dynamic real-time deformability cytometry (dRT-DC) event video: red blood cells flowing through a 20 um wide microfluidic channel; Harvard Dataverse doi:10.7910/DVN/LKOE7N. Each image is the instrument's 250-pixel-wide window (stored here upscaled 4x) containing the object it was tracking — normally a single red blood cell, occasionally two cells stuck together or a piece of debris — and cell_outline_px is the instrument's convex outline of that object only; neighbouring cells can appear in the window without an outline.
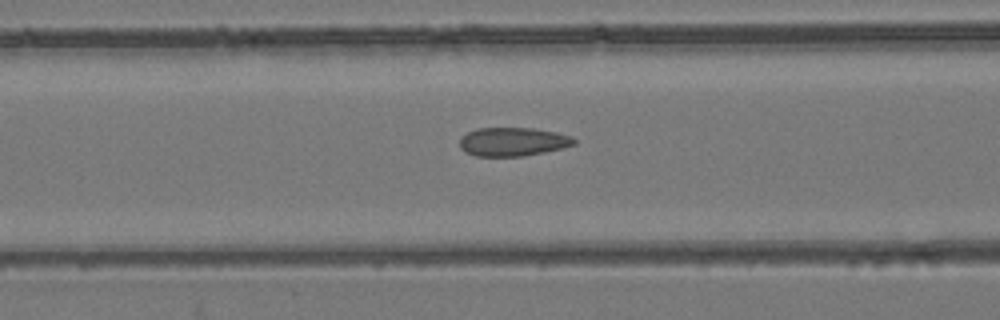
{"species": "common noctule bat (a hibernating species)", "species_latin": "Nyctalus noctula", "temperature_condition": "room temperature", "stored_images_in_passage": 44, "camera_frame_rate_fps": 3000, "um_per_image_px": 0.085, "animal": {"sex": "female", "body_mass_g": 24.6, "forearm_length_mm": 56.2}, "frame": {"image": 1, "passage_image": 12, "time_ms": 3.667, "image_size_px": [1000, 320], "cell_outline_px": [[576, 144], [564, 148], [524, 156], [476, 156], [464, 152], [460, 148], [460, 140], [468, 132], [480, 128], [532, 128], [556, 132], [572, 136], [576, 140]], "centroid_in_image_um": [43.63, 12.05], "position_along_channel_um": 123.0, "area_um2": 19.13}}
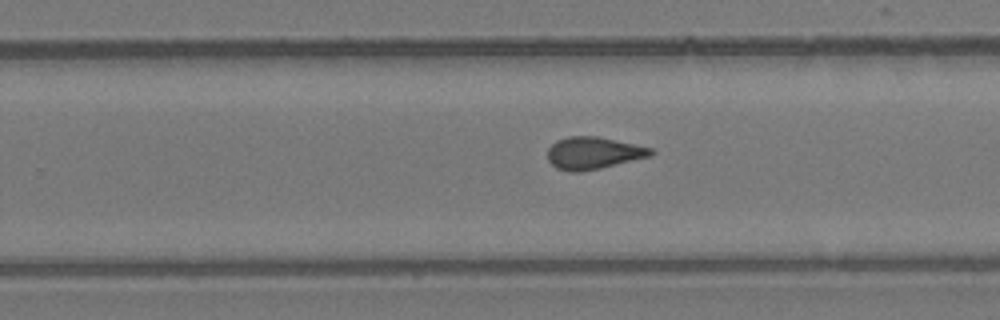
{"frame": {"image": 2, "passage_image": 24, "time_ms": 7.667, "image_size_px": [1000, 320], "cell_outline_px": [[656, 152], [652, 156], [600, 168], [580, 172], [568, 172], [556, 168], [548, 160], [548, 148], [556, 140], [568, 136], [596, 136], [652, 148]], "centroid_in_image_um": [50.43, 13.01], "position_along_channel_um": 279.4, "area_um2": 19.42}}
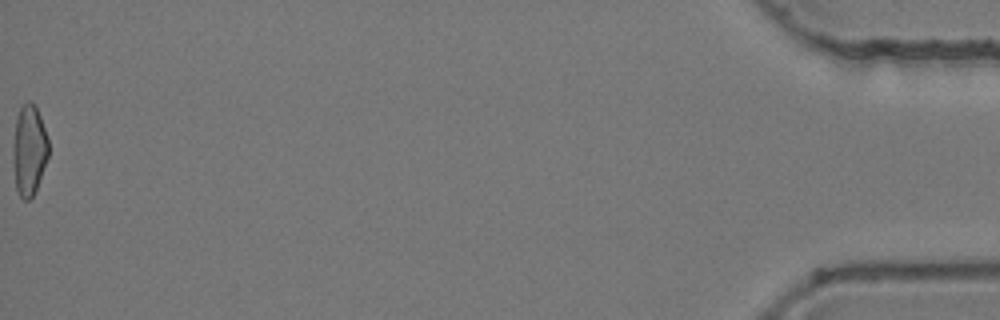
{"frame": {"image": 3, "passage_image": 44, "time_ms": 14.333, "image_size_px": [1000, 320], "cell_outline_px": [[48, 156], [36, 188], [32, 196], [28, 200], [24, 200], [20, 196], [16, 188], [12, 156], [12, 144], [16, 116], [20, 108], [28, 100], [36, 104], [48, 140]], "centroid_in_image_um": [2.45, 12.72], "position_along_channel_um": 432.8, "area_um2": 18.73}, "authors_computed_cell_mechanics": {"area_um2": 19.1029, "velocity_mm_per_s": 3.9158, "shape_relaxation_time_tau1_ms": null, "shape_relaxation_time_tau2_ms": 1.7638, "deformation_change_tau1": null, "deformation_change_tau2": 0.0694}}